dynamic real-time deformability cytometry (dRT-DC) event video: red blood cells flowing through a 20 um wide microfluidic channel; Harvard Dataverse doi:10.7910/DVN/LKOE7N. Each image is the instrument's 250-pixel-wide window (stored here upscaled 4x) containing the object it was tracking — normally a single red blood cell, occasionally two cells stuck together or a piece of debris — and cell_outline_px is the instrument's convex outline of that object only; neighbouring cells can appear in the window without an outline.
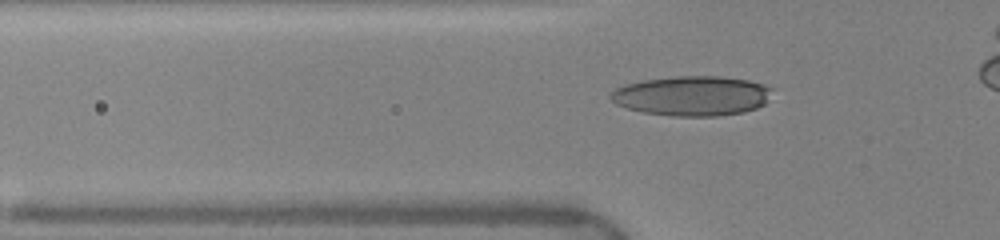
{"species": "human", "species_latin": "Homo sapiens", "temperature_condition": "warm", "stored_images_in_passage": 42, "camera_frame_rate_fps": 3000, "um_per_image_px": 0.085, "donor": {"sex": "female"}, "frame": {"image": 1, "passage_image": 13, "time_ms": 4.0, "image_size_px": [1000, 240], "cell_outline_px": [[772, 88], [764, 104], [756, 108], [744, 112], [716, 116], [672, 116], [644, 112], [628, 108], [616, 104], [608, 96], [616, 88], [624, 84], [644, 80], [676, 76], [720, 76], [748, 80]], "centroid_in_image_um": [58.79, 8.14], "position_along_channel_um": 67.0, "area_um2": 37.22}}
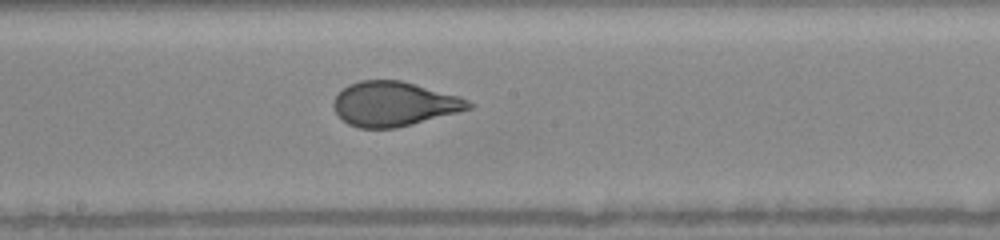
{"frame": {"image": 2, "passage_image": 24, "time_ms": 7.667, "image_size_px": [1000, 240], "cell_outline_px": [[476, 104], [472, 108], [412, 124], [396, 128], [360, 128], [348, 124], [336, 112], [332, 104], [332, 100], [348, 84], [360, 80], [400, 80], [460, 96]], "centroid_in_image_um": [33.5, 8.83], "position_along_channel_um": 214.7, "area_um2": 34.91}}
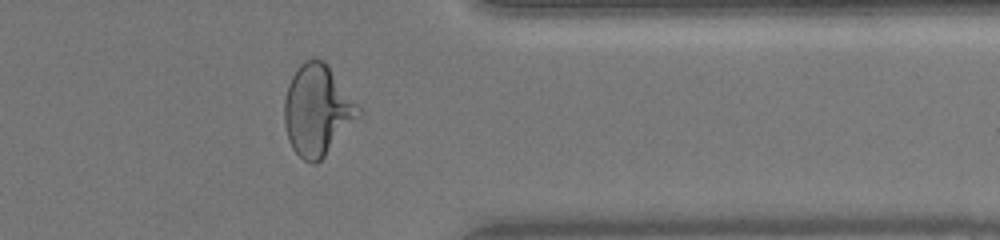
{"frame": {"image": 3, "passage_image": 37, "time_ms": 12.0, "image_size_px": [1000, 240], "cell_outline_px": [[364, 112], [324, 156], [316, 164], [312, 164], [304, 160], [292, 148], [288, 140], [284, 124], [284, 100], [288, 84], [292, 76], [300, 64], [304, 60], [316, 56], [324, 60], [328, 64], [364, 108]], "centroid_in_image_um": [27.01, 9.32], "position_along_channel_um": 384.4, "area_um2": 40.06}, "authors_computed_cell_mechanics": {"area_um2": 35.4025, "velocity_mm_per_s": 4.0637, "shape_relaxation_time_tau1_ms": 5.1482, "shape_relaxation_time_tau2_ms": null, "deformation_change_tau1": 0.2273, "deformation_change_tau2": null}}